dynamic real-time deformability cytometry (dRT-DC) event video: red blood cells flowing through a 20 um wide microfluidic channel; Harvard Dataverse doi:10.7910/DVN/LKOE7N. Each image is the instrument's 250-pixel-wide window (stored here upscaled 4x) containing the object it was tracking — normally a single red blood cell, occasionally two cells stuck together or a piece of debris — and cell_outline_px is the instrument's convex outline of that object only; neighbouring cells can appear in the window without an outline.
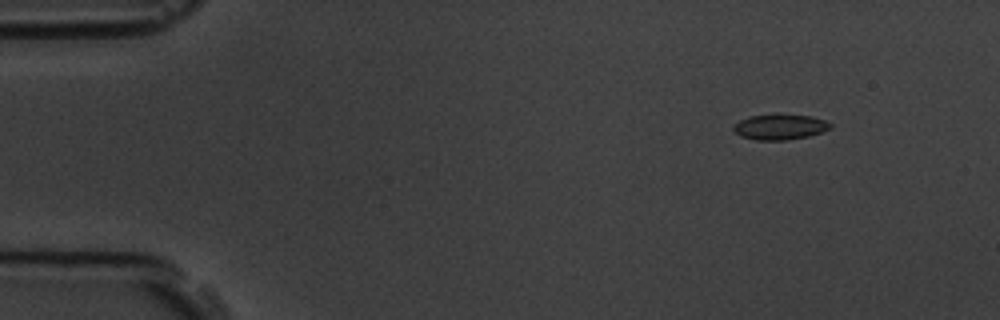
{"species": "common noctule bat (a hibernating species)", "species_latin": "Nyctalus noctula", "temperature_condition": "room temperature", "stored_images_in_passage": 5, "camera_frame_rate_fps": 3000, "um_per_image_px": 0.085, "animal": {"sex": "male", "body_mass_g": 19.5, "forearm_length_mm": 54.6}, "frame": {"image": 1, "passage_image": 2, "time_ms": 1.0, "image_size_px": [1000, 320], "cell_outline_px": [[832, 128], [808, 136], [788, 140], [756, 140], [740, 136], [732, 128], [732, 124], [748, 116], [772, 112], [776, 112], [812, 116], [824, 120], [832, 124]], "centroid_in_image_um": [66.26, 10.75], "position_along_channel_um": 18.7, "area_um2": 14.97}}
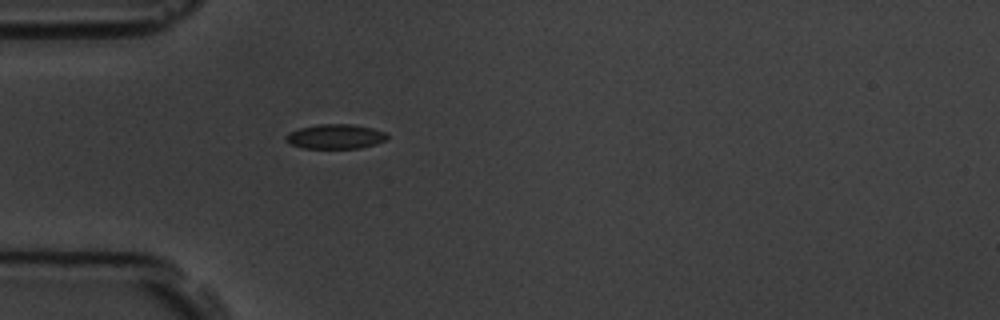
{"frame": {"image": 2, "passage_image": 5, "time_ms": 4.333, "image_size_px": [1000, 320], "cell_outline_px": [[388, 136], [384, 140], [376, 144], [360, 148], [304, 148], [292, 144], [284, 136], [288, 132], [300, 128], [320, 124], [352, 124], [372, 128], [384, 132]], "centroid_in_image_um": [28.51, 11.6], "position_along_channel_um": 56.5, "area_um2": 14.33}}